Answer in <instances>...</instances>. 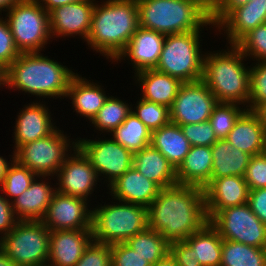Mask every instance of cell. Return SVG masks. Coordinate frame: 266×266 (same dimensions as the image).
<instances>
[{
  "label": "cell",
  "instance_id": "6da1fadb",
  "mask_svg": "<svg viewBox=\"0 0 266 266\" xmlns=\"http://www.w3.org/2000/svg\"><path fill=\"white\" fill-rule=\"evenodd\" d=\"M148 228L160 233L169 243L185 241L208 222L204 190L176 184L162 188L147 207Z\"/></svg>",
  "mask_w": 266,
  "mask_h": 266
},
{
  "label": "cell",
  "instance_id": "7a4b0ae2",
  "mask_svg": "<svg viewBox=\"0 0 266 266\" xmlns=\"http://www.w3.org/2000/svg\"><path fill=\"white\" fill-rule=\"evenodd\" d=\"M139 27L137 0L95 3L87 44L107 59L115 60Z\"/></svg>",
  "mask_w": 266,
  "mask_h": 266
},
{
  "label": "cell",
  "instance_id": "3957f363",
  "mask_svg": "<svg viewBox=\"0 0 266 266\" xmlns=\"http://www.w3.org/2000/svg\"><path fill=\"white\" fill-rule=\"evenodd\" d=\"M75 75L40 52L21 53L6 69L5 85L33 96L64 99Z\"/></svg>",
  "mask_w": 266,
  "mask_h": 266
},
{
  "label": "cell",
  "instance_id": "277c9868",
  "mask_svg": "<svg viewBox=\"0 0 266 266\" xmlns=\"http://www.w3.org/2000/svg\"><path fill=\"white\" fill-rule=\"evenodd\" d=\"M230 47L228 51L205 53L202 81L218 103L242 104L247 108L250 68L243 63L246 56L235 45Z\"/></svg>",
  "mask_w": 266,
  "mask_h": 266
},
{
  "label": "cell",
  "instance_id": "5b68a950",
  "mask_svg": "<svg viewBox=\"0 0 266 266\" xmlns=\"http://www.w3.org/2000/svg\"><path fill=\"white\" fill-rule=\"evenodd\" d=\"M139 26L164 35L199 31L214 24L194 0H137Z\"/></svg>",
  "mask_w": 266,
  "mask_h": 266
},
{
  "label": "cell",
  "instance_id": "8992f818",
  "mask_svg": "<svg viewBox=\"0 0 266 266\" xmlns=\"http://www.w3.org/2000/svg\"><path fill=\"white\" fill-rule=\"evenodd\" d=\"M148 228L147 207L119 201L92 210L93 241L114 244L126 242Z\"/></svg>",
  "mask_w": 266,
  "mask_h": 266
},
{
  "label": "cell",
  "instance_id": "52a82bcc",
  "mask_svg": "<svg viewBox=\"0 0 266 266\" xmlns=\"http://www.w3.org/2000/svg\"><path fill=\"white\" fill-rule=\"evenodd\" d=\"M200 31L166 35L155 70L182 83L202 80L204 56L200 49Z\"/></svg>",
  "mask_w": 266,
  "mask_h": 266
},
{
  "label": "cell",
  "instance_id": "ba28073f",
  "mask_svg": "<svg viewBox=\"0 0 266 266\" xmlns=\"http://www.w3.org/2000/svg\"><path fill=\"white\" fill-rule=\"evenodd\" d=\"M6 14L5 18L20 53L40 52L52 38L49 13L38 0L17 2Z\"/></svg>",
  "mask_w": 266,
  "mask_h": 266
},
{
  "label": "cell",
  "instance_id": "9c48e42d",
  "mask_svg": "<svg viewBox=\"0 0 266 266\" xmlns=\"http://www.w3.org/2000/svg\"><path fill=\"white\" fill-rule=\"evenodd\" d=\"M50 230L42 221H18L2 239L0 249L17 266L48 264Z\"/></svg>",
  "mask_w": 266,
  "mask_h": 266
},
{
  "label": "cell",
  "instance_id": "30bf717a",
  "mask_svg": "<svg viewBox=\"0 0 266 266\" xmlns=\"http://www.w3.org/2000/svg\"><path fill=\"white\" fill-rule=\"evenodd\" d=\"M70 140L57 128L49 136L28 142L21 145L16 151L13 150L14 159L38 176L51 175L52 177L57 174L69 155L68 151L73 150L77 145L76 140L72 144H70Z\"/></svg>",
  "mask_w": 266,
  "mask_h": 266
},
{
  "label": "cell",
  "instance_id": "8fae6325",
  "mask_svg": "<svg viewBox=\"0 0 266 266\" xmlns=\"http://www.w3.org/2000/svg\"><path fill=\"white\" fill-rule=\"evenodd\" d=\"M209 223L223 240L266 248V224L252 212L248 203L222 209Z\"/></svg>",
  "mask_w": 266,
  "mask_h": 266
},
{
  "label": "cell",
  "instance_id": "7c38bea8",
  "mask_svg": "<svg viewBox=\"0 0 266 266\" xmlns=\"http://www.w3.org/2000/svg\"><path fill=\"white\" fill-rule=\"evenodd\" d=\"M76 144L89 159L98 176H107V187L133 166L134 154L113 138L98 141L80 138Z\"/></svg>",
  "mask_w": 266,
  "mask_h": 266
},
{
  "label": "cell",
  "instance_id": "4fadbf2b",
  "mask_svg": "<svg viewBox=\"0 0 266 266\" xmlns=\"http://www.w3.org/2000/svg\"><path fill=\"white\" fill-rule=\"evenodd\" d=\"M216 97L202 81L183 83L170 107V122L179 126L209 121Z\"/></svg>",
  "mask_w": 266,
  "mask_h": 266
},
{
  "label": "cell",
  "instance_id": "5bb4252c",
  "mask_svg": "<svg viewBox=\"0 0 266 266\" xmlns=\"http://www.w3.org/2000/svg\"><path fill=\"white\" fill-rule=\"evenodd\" d=\"M86 199L55 192L41 220L50 231L92 230V210Z\"/></svg>",
  "mask_w": 266,
  "mask_h": 266
},
{
  "label": "cell",
  "instance_id": "9a60e30c",
  "mask_svg": "<svg viewBox=\"0 0 266 266\" xmlns=\"http://www.w3.org/2000/svg\"><path fill=\"white\" fill-rule=\"evenodd\" d=\"M73 151V154L70 153L66 157L56 174L59 180V183H56L59 185L56 191L88 200V196L95 190L94 186L97 185L99 177L89 159L77 146Z\"/></svg>",
  "mask_w": 266,
  "mask_h": 266
},
{
  "label": "cell",
  "instance_id": "2e32d148",
  "mask_svg": "<svg viewBox=\"0 0 266 266\" xmlns=\"http://www.w3.org/2000/svg\"><path fill=\"white\" fill-rule=\"evenodd\" d=\"M95 0L78 1L56 7L49 12L51 35L81 36L87 41L92 21Z\"/></svg>",
  "mask_w": 266,
  "mask_h": 266
},
{
  "label": "cell",
  "instance_id": "e0dca14e",
  "mask_svg": "<svg viewBox=\"0 0 266 266\" xmlns=\"http://www.w3.org/2000/svg\"><path fill=\"white\" fill-rule=\"evenodd\" d=\"M203 190L209 221L222 209L248 202L249 188L244 177L226 176L211 179Z\"/></svg>",
  "mask_w": 266,
  "mask_h": 266
},
{
  "label": "cell",
  "instance_id": "ac0fdd59",
  "mask_svg": "<svg viewBox=\"0 0 266 266\" xmlns=\"http://www.w3.org/2000/svg\"><path fill=\"white\" fill-rule=\"evenodd\" d=\"M165 37L166 35L162 33L139 26L115 61L125 60V57L129 58L136 73L147 69H155Z\"/></svg>",
  "mask_w": 266,
  "mask_h": 266
},
{
  "label": "cell",
  "instance_id": "d6986e66",
  "mask_svg": "<svg viewBox=\"0 0 266 266\" xmlns=\"http://www.w3.org/2000/svg\"><path fill=\"white\" fill-rule=\"evenodd\" d=\"M93 241L92 230L50 231V266H75Z\"/></svg>",
  "mask_w": 266,
  "mask_h": 266
},
{
  "label": "cell",
  "instance_id": "ffe728a7",
  "mask_svg": "<svg viewBox=\"0 0 266 266\" xmlns=\"http://www.w3.org/2000/svg\"><path fill=\"white\" fill-rule=\"evenodd\" d=\"M24 108L16 119L14 129L15 151L21 145L45 138L57 129L56 125L51 122V112L44 104L33 102Z\"/></svg>",
  "mask_w": 266,
  "mask_h": 266
},
{
  "label": "cell",
  "instance_id": "44dd1931",
  "mask_svg": "<svg viewBox=\"0 0 266 266\" xmlns=\"http://www.w3.org/2000/svg\"><path fill=\"white\" fill-rule=\"evenodd\" d=\"M116 201L148 207L161 188L142 175L134 166L114 181L108 188Z\"/></svg>",
  "mask_w": 266,
  "mask_h": 266
},
{
  "label": "cell",
  "instance_id": "7402d4cb",
  "mask_svg": "<svg viewBox=\"0 0 266 266\" xmlns=\"http://www.w3.org/2000/svg\"><path fill=\"white\" fill-rule=\"evenodd\" d=\"M266 23V0H250L233 9L216 27L226 29L228 43L235 45L258 25ZM222 27V28H221Z\"/></svg>",
  "mask_w": 266,
  "mask_h": 266
},
{
  "label": "cell",
  "instance_id": "603a6c76",
  "mask_svg": "<svg viewBox=\"0 0 266 266\" xmlns=\"http://www.w3.org/2000/svg\"><path fill=\"white\" fill-rule=\"evenodd\" d=\"M235 148L259 155L266 150V132L257 114L246 109L234 124L226 138Z\"/></svg>",
  "mask_w": 266,
  "mask_h": 266
},
{
  "label": "cell",
  "instance_id": "cb8c5ba5",
  "mask_svg": "<svg viewBox=\"0 0 266 266\" xmlns=\"http://www.w3.org/2000/svg\"><path fill=\"white\" fill-rule=\"evenodd\" d=\"M36 179L21 195L11 200L12 209L19 221H41L56 192V187L53 188L48 182H38Z\"/></svg>",
  "mask_w": 266,
  "mask_h": 266
},
{
  "label": "cell",
  "instance_id": "d4e9b609",
  "mask_svg": "<svg viewBox=\"0 0 266 266\" xmlns=\"http://www.w3.org/2000/svg\"><path fill=\"white\" fill-rule=\"evenodd\" d=\"M133 166L161 189L178 184L174 166L151 144L134 153Z\"/></svg>",
  "mask_w": 266,
  "mask_h": 266
},
{
  "label": "cell",
  "instance_id": "484cf974",
  "mask_svg": "<svg viewBox=\"0 0 266 266\" xmlns=\"http://www.w3.org/2000/svg\"><path fill=\"white\" fill-rule=\"evenodd\" d=\"M134 74L141 85L142 99L170 109L183 84L179 79L155 69H147Z\"/></svg>",
  "mask_w": 266,
  "mask_h": 266
},
{
  "label": "cell",
  "instance_id": "4316f807",
  "mask_svg": "<svg viewBox=\"0 0 266 266\" xmlns=\"http://www.w3.org/2000/svg\"><path fill=\"white\" fill-rule=\"evenodd\" d=\"M212 151L209 146H191L176 169L177 182L204 188L211 180Z\"/></svg>",
  "mask_w": 266,
  "mask_h": 266
},
{
  "label": "cell",
  "instance_id": "83f0119b",
  "mask_svg": "<svg viewBox=\"0 0 266 266\" xmlns=\"http://www.w3.org/2000/svg\"><path fill=\"white\" fill-rule=\"evenodd\" d=\"M103 90L101 85L91 83L76 73L71 79L66 97L69 96V99H72L71 103L76 113L88 118L91 122L108 98Z\"/></svg>",
  "mask_w": 266,
  "mask_h": 266
},
{
  "label": "cell",
  "instance_id": "f1b7e54d",
  "mask_svg": "<svg viewBox=\"0 0 266 266\" xmlns=\"http://www.w3.org/2000/svg\"><path fill=\"white\" fill-rule=\"evenodd\" d=\"M211 179L240 176L244 177L251 155L229 143L227 139H218L212 146Z\"/></svg>",
  "mask_w": 266,
  "mask_h": 266
},
{
  "label": "cell",
  "instance_id": "f546056e",
  "mask_svg": "<svg viewBox=\"0 0 266 266\" xmlns=\"http://www.w3.org/2000/svg\"><path fill=\"white\" fill-rule=\"evenodd\" d=\"M151 145L160 151L175 169L183 162L191 148L181 127L171 122L152 131Z\"/></svg>",
  "mask_w": 266,
  "mask_h": 266
},
{
  "label": "cell",
  "instance_id": "4dcf8cb0",
  "mask_svg": "<svg viewBox=\"0 0 266 266\" xmlns=\"http://www.w3.org/2000/svg\"><path fill=\"white\" fill-rule=\"evenodd\" d=\"M185 242L193 249L196 261L202 266H221L223 239L209 222Z\"/></svg>",
  "mask_w": 266,
  "mask_h": 266
},
{
  "label": "cell",
  "instance_id": "1f68e13d",
  "mask_svg": "<svg viewBox=\"0 0 266 266\" xmlns=\"http://www.w3.org/2000/svg\"><path fill=\"white\" fill-rule=\"evenodd\" d=\"M112 138L133 154L151 144L152 131L132 112L113 132Z\"/></svg>",
  "mask_w": 266,
  "mask_h": 266
},
{
  "label": "cell",
  "instance_id": "d6a6232c",
  "mask_svg": "<svg viewBox=\"0 0 266 266\" xmlns=\"http://www.w3.org/2000/svg\"><path fill=\"white\" fill-rule=\"evenodd\" d=\"M125 243L151 265L170 253V243L159 232L149 228L129 238Z\"/></svg>",
  "mask_w": 266,
  "mask_h": 266
},
{
  "label": "cell",
  "instance_id": "836d02e7",
  "mask_svg": "<svg viewBox=\"0 0 266 266\" xmlns=\"http://www.w3.org/2000/svg\"><path fill=\"white\" fill-rule=\"evenodd\" d=\"M221 266H266V248L223 240Z\"/></svg>",
  "mask_w": 266,
  "mask_h": 266
},
{
  "label": "cell",
  "instance_id": "e575fe53",
  "mask_svg": "<svg viewBox=\"0 0 266 266\" xmlns=\"http://www.w3.org/2000/svg\"><path fill=\"white\" fill-rule=\"evenodd\" d=\"M132 110L128 103L113 96H108L91 122L102 133L103 131L111 133L126 120Z\"/></svg>",
  "mask_w": 266,
  "mask_h": 266
},
{
  "label": "cell",
  "instance_id": "d590c367",
  "mask_svg": "<svg viewBox=\"0 0 266 266\" xmlns=\"http://www.w3.org/2000/svg\"><path fill=\"white\" fill-rule=\"evenodd\" d=\"M11 164L7 168L6 175L0 186V191L5 193V197L17 198L26 189H28L31 183L34 181L35 177H47L38 176L36 173L29 170L27 167L20 165L14 159V153L12 155Z\"/></svg>",
  "mask_w": 266,
  "mask_h": 266
},
{
  "label": "cell",
  "instance_id": "8d00e7d4",
  "mask_svg": "<svg viewBox=\"0 0 266 266\" xmlns=\"http://www.w3.org/2000/svg\"><path fill=\"white\" fill-rule=\"evenodd\" d=\"M247 108L236 103H218L209 117V122L217 139H226L235 122Z\"/></svg>",
  "mask_w": 266,
  "mask_h": 266
},
{
  "label": "cell",
  "instance_id": "74e56055",
  "mask_svg": "<svg viewBox=\"0 0 266 266\" xmlns=\"http://www.w3.org/2000/svg\"><path fill=\"white\" fill-rule=\"evenodd\" d=\"M136 110L131 111L151 131L161 128L170 122L169 108L155 102L140 98Z\"/></svg>",
  "mask_w": 266,
  "mask_h": 266
},
{
  "label": "cell",
  "instance_id": "f35d334b",
  "mask_svg": "<svg viewBox=\"0 0 266 266\" xmlns=\"http://www.w3.org/2000/svg\"><path fill=\"white\" fill-rule=\"evenodd\" d=\"M235 46L247 57L257 62L266 61V23L244 35Z\"/></svg>",
  "mask_w": 266,
  "mask_h": 266
},
{
  "label": "cell",
  "instance_id": "ab89813d",
  "mask_svg": "<svg viewBox=\"0 0 266 266\" xmlns=\"http://www.w3.org/2000/svg\"><path fill=\"white\" fill-rule=\"evenodd\" d=\"M255 64L250 68L249 100L247 104V109L252 111L266 102V61Z\"/></svg>",
  "mask_w": 266,
  "mask_h": 266
},
{
  "label": "cell",
  "instance_id": "60d3db41",
  "mask_svg": "<svg viewBox=\"0 0 266 266\" xmlns=\"http://www.w3.org/2000/svg\"><path fill=\"white\" fill-rule=\"evenodd\" d=\"M191 146L211 147L218 139L209 121L180 126Z\"/></svg>",
  "mask_w": 266,
  "mask_h": 266
},
{
  "label": "cell",
  "instance_id": "b9f144b4",
  "mask_svg": "<svg viewBox=\"0 0 266 266\" xmlns=\"http://www.w3.org/2000/svg\"><path fill=\"white\" fill-rule=\"evenodd\" d=\"M111 266H152L144 257L136 253L125 242L110 245Z\"/></svg>",
  "mask_w": 266,
  "mask_h": 266
},
{
  "label": "cell",
  "instance_id": "7bdbcfd3",
  "mask_svg": "<svg viewBox=\"0 0 266 266\" xmlns=\"http://www.w3.org/2000/svg\"><path fill=\"white\" fill-rule=\"evenodd\" d=\"M110 244L92 241L75 266H111Z\"/></svg>",
  "mask_w": 266,
  "mask_h": 266
},
{
  "label": "cell",
  "instance_id": "ee69618b",
  "mask_svg": "<svg viewBox=\"0 0 266 266\" xmlns=\"http://www.w3.org/2000/svg\"><path fill=\"white\" fill-rule=\"evenodd\" d=\"M249 190L266 187V153L251 156L244 175Z\"/></svg>",
  "mask_w": 266,
  "mask_h": 266
},
{
  "label": "cell",
  "instance_id": "f6af8a7d",
  "mask_svg": "<svg viewBox=\"0 0 266 266\" xmlns=\"http://www.w3.org/2000/svg\"><path fill=\"white\" fill-rule=\"evenodd\" d=\"M20 54L7 20L0 18V65L7 69Z\"/></svg>",
  "mask_w": 266,
  "mask_h": 266
},
{
  "label": "cell",
  "instance_id": "bcb514c9",
  "mask_svg": "<svg viewBox=\"0 0 266 266\" xmlns=\"http://www.w3.org/2000/svg\"><path fill=\"white\" fill-rule=\"evenodd\" d=\"M170 254L177 266H202L199 261H196L193 249L185 241L170 243Z\"/></svg>",
  "mask_w": 266,
  "mask_h": 266
},
{
  "label": "cell",
  "instance_id": "7dc6e473",
  "mask_svg": "<svg viewBox=\"0 0 266 266\" xmlns=\"http://www.w3.org/2000/svg\"><path fill=\"white\" fill-rule=\"evenodd\" d=\"M18 221L10 199L0 195V239L7 235Z\"/></svg>",
  "mask_w": 266,
  "mask_h": 266
},
{
  "label": "cell",
  "instance_id": "c3c4849f",
  "mask_svg": "<svg viewBox=\"0 0 266 266\" xmlns=\"http://www.w3.org/2000/svg\"><path fill=\"white\" fill-rule=\"evenodd\" d=\"M247 203L260 221L266 224V187L249 190Z\"/></svg>",
  "mask_w": 266,
  "mask_h": 266
},
{
  "label": "cell",
  "instance_id": "681fc988",
  "mask_svg": "<svg viewBox=\"0 0 266 266\" xmlns=\"http://www.w3.org/2000/svg\"><path fill=\"white\" fill-rule=\"evenodd\" d=\"M250 0H223L219 8L210 16L211 22L216 27L233 9L247 4Z\"/></svg>",
  "mask_w": 266,
  "mask_h": 266
},
{
  "label": "cell",
  "instance_id": "f907efd6",
  "mask_svg": "<svg viewBox=\"0 0 266 266\" xmlns=\"http://www.w3.org/2000/svg\"><path fill=\"white\" fill-rule=\"evenodd\" d=\"M38 1L40 2L41 6L49 13L56 7L84 0H38Z\"/></svg>",
  "mask_w": 266,
  "mask_h": 266
},
{
  "label": "cell",
  "instance_id": "816d5d0a",
  "mask_svg": "<svg viewBox=\"0 0 266 266\" xmlns=\"http://www.w3.org/2000/svg\"><path fill=\"white\" fill-rule=\"evenodd\" d=\"M210 16L219 8L223 0H194Z\"/></svg>",
  "mask_w": 266,
  "mask_h": 266
},
{
  "label": "cell",
  "instance_id": "f5cc1de1",
  "mask_svg": "<svg viewBox=\"0 0 266 266\" xmlns=\"http://www.w3.org/2000/svg\"><path fill=\"white\" fill-rule=\"evenodd\" d=\"M254 112L257 114V116L259 117L263 128L265 129L266 132V102L260 104L255 110Z\"/></svg>",
  "mask_w": 266,
  "mask_h": 266
},
{
  "label": "cell",
  "instance_id": "db71d44e",
  "mask_svg": "<svg viewBox=\"0 0 266 266\" xmlns=\"http://www.w3.org/2000/svg\"><path fill=\"white\" fill-rule=\"evenodd\" d=\"M152 266H177V263L169 253L165 258L159 260L156 264H153Z\"/></svg>",
  "mask_w": 266,
  "mask_h": 266
},
{
  "label": "cell",
  "instance_id": "11a10c76",
  "mask_svg": "<svg viewBox=\"0 0 266 266\" xmlns=\"http://www.w3.org/2000/svg\"><path fill=\"white\" fill-rule=\"evenodd\" d=\"M10 164H11L10 162L8 163L6 159L0 156V186L4 180L7 168L9 167Z\"/></svg>",
  "mask_w": 266,
  "mask_h": 266
},
{
  "label": "cell",
  "instance_id": "9f6ffc18",
  "mask_svg": "<svg viewBox=\"0 0 266 266\" xmlns=\"http://www.w3.org/2000/svg\"><path fill=\"white\" fill-rule=\"evenodd\" d=\"M22 0H0V12L8 11L14 4Z\"/></svg>",
  "mask_w": 266,
  "mask_h": 266
},
{
  "label": "cell",
  "instance_id": "6f0895ef",
  "mask_svg": "<svg viewBox=\"0 0 266 266\" xmlns=\"http://www.w3.org/2000/svg\"><path fill=\"white\" fill-rule=\"evenodd\" d=\"M0 266H17L11 261L6 254L0 249Z\"/></svg>",
  "mask_w": 266,
  "mask_h": 266
},
{
  "label": "cell",
  "instance_id": "680465c9",
  "mask_svg": "<svg viewBox=\"0 0 266 266\" xmlns=\"http://www.w3.org/2000/svg\"><path fill=\"white\" fill-rule=\"evenodd\" d=\"M5 74H6V69L0 65V86L1 85L5 86Z\"/></svg>",
  "mask_w": 266,
  "mask_h": 266
}]
</instances>
